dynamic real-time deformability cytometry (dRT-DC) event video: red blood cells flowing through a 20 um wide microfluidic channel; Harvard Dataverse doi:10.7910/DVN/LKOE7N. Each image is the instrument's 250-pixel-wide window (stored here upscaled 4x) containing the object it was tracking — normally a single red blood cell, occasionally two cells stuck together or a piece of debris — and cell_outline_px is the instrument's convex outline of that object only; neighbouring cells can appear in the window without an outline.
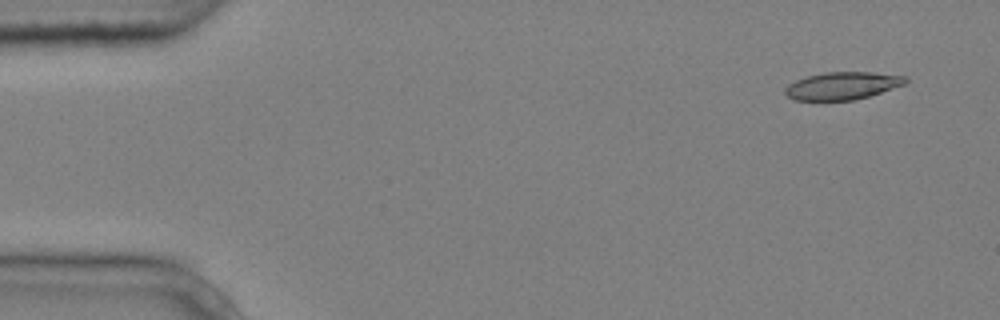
{"species": "common noctule bat (a hibernating species)", "species_latin": "Nyctalus noctula", "temperature_condition": "cold", "stored_images_in_passage": 6, "camera_frame_rate_fps": 3000, "um_per_image_px": 0.085, "animal": {"sex": "male", "body_mass_g": 20.4}, "frame": {"image": 1, "passage_image": 1, "time_ms": 0.0, "image_size_px": [1000, 320], "cell_outline_px": [[908, 80], [904, 84], [868, 96], [852, 100], [792, 100], [784, 92], [784, 88], [788, 84], [796, 80], [808, 76], [824, 72], [872, 72], [908, 76]], "centroid_in_image_um": [71.58, 7.28], "position_along_channel_um": 13.4, "area_um2": 19.25}}
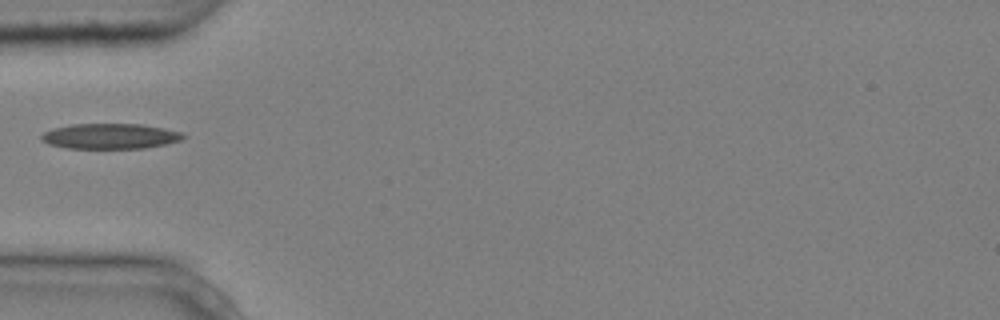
{"frame": {"image": 2, "passage_image": 5, "time_ms": 1.333, "image_size_px": [1000, 320], "cell_outline_px": [[188, 136], [180, 140], [164, 144], [144, 148], [68, 148], [48, 144], [40, 140], [40, 136], [44, 132], [52, 128], [72, 124], [140, 124], [164, 128], [184, 132]], "centroid_in_image_um": [9.36, 11.57], "position_along_channel_um": 75.6, "area_um2": 21.04}}
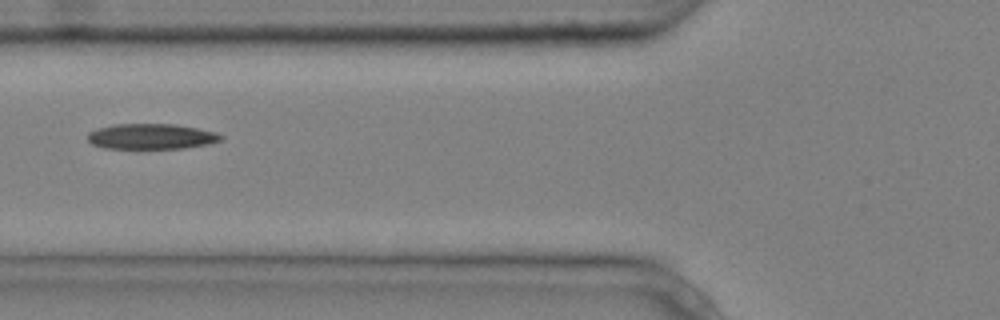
{"frame": {"image": 3, "passage_image": 6, "time_ms": 1.667, "image_size_px": [1000, 320], "cell_outline_px": [[224, 140], [208, 144], [184, 148], [104, 148], [92, 144], [88, 140], [88, 132], [96, 128], [112, 124], [176, 124], [216, 132], [224, 136]], "centroid_in_image_um": [12.87, 11.59], "position_along_channel_um": 112.9, "area_um2": 19.88}}